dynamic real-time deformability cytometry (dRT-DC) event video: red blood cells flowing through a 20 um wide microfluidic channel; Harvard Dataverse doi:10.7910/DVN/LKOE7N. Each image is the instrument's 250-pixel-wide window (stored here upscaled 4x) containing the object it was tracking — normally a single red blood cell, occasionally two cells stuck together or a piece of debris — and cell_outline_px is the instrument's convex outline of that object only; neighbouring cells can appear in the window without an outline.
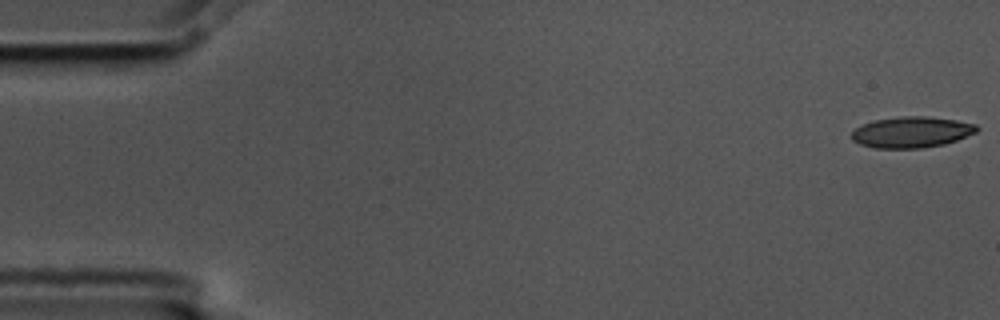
{"species": "common noctule bat (a hibernating species)", "species_latin": "Nyctalus noctula", "temperature_condition": "cold", "stored_images_in_passage": 56, "camera_frame_rate_fps": 3000, "um_per_image_px": 0.085, "animal": {"sex": "male", "body_mass_g": 17.5, "forearm_length_mm": 52.3}, "frame": {"image": 1, "passage_image": 1, "time_ms": 0.0, "image_size_px": [1000, 320], "cell_outline_px": [[980, 128], [976, 132], [956, 140], [944, 144], [920, 148], [876, 148], [860, 144], [852, 140], [852, 132], [856, 128], [864, 124], [876, 120], [900, 116], [928, 116], [956, 120], [976, 124]], "centroid_in_image_um": [77.5, 11.23], "position_along_channel_um": 7.5, "area_um2": 22.48}}
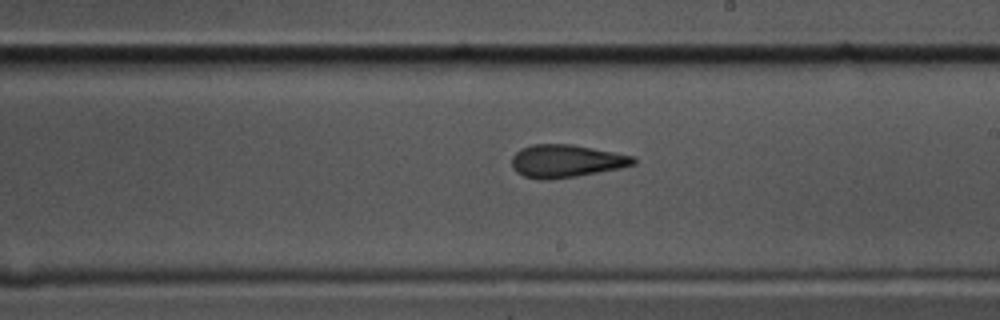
{"frame": {"image": 2, "passage_image": 32, "time_ms": 10.333, "image_size_px": [1000, 320], "cell_outline_px": [[636, 164], [620, 168], [576, 176], [548, 180], [540, 180], [524, 176], [516, 172], [512, 168], [512, 156], [520, 148], [532, 144], [572, 144], [632, 156], [636, 160]], "centroid_in_image_um": [48.07, 13.69], "position_along_channel_um": 240.9, "area_um2": 23.18}}
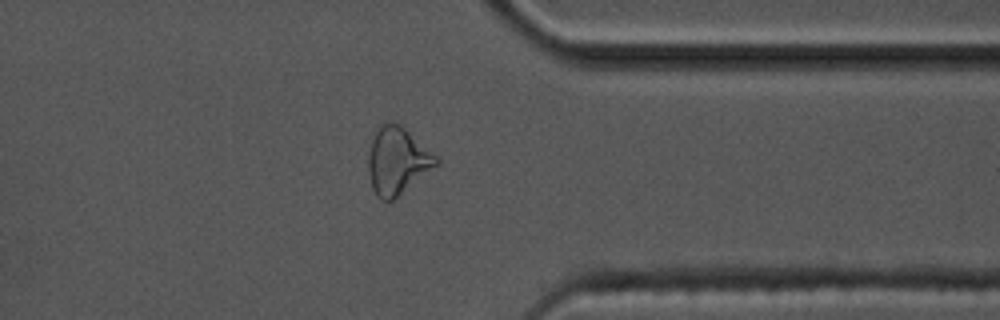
{"frame": {"image": 3, "passage_image": 44, "time_ms": 14.333, "image_size_px": [1000, 320], "cell_outline_px": [[440, 164], [392, 200], [380, 200], [376, 196], [372, 188], [368, 172], [368, 152], [372, 140], [380, 124], [384, 120], [392, 120], [400, 124], [440, 156]], "centroid_in_image_um": [33.8, 13.63], "position_along_channel_um": 377.6, "area_um2": 27.11}, "authors_computed_cell_mechanics": {"area_um2": 23.6402, "velocity_mm_per_s": 3.5777, "shape_relaxation_time_tau1_ms": null, "shape_relaxation_time_tau2_ms": 3.7858, "deformation_change_tau1": null, "deformation_change_tau2": 0.1158}}